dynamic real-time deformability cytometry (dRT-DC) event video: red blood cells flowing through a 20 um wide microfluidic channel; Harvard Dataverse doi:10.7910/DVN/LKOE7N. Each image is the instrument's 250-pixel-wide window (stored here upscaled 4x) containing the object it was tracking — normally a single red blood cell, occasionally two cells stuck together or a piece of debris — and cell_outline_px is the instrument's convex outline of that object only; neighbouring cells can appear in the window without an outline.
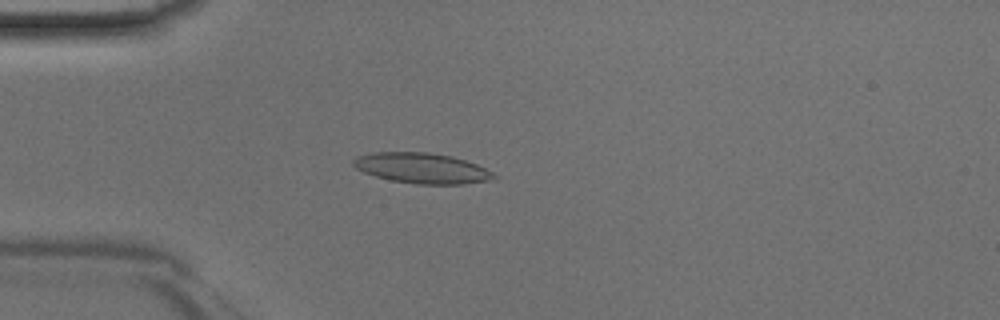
{"species": "Egyptian fruit bat (a non-hibernating species)", "species_latin": "Rousettus aegyptiacus", "temperature_condition": "room temperature", "stored_images_in_passage": 43, "camera_frame_rate_fps": 3000, "um_per_image_px": 0.085, "animal": {"sex": "male"}, "frame": {"image": 1, "passage_image": 13, "time_ms": 4.0, "image_size_px": [1000, 320], "cell_outline_px": [[500, 176], [488, 180], [464, 184], [416, 184], [392, 180], [376, 176], [364, 172], [356, 168], [352, 164], [352, 160], [356, 156], [372, 152], [428, 152], [452, 156], [476, 164]], "centroid_in_image_um": [35.84, 14.29], "position_along_channel_um": 49.2, "area_um2": 24.85}}
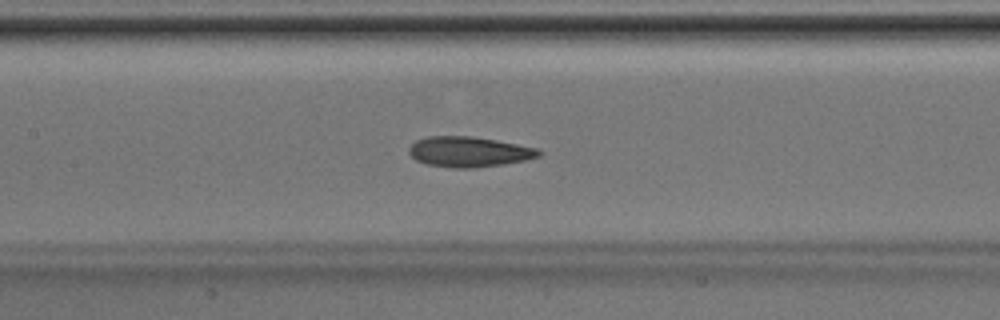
{"frame": {"image": 2, "passage_image": 22, "time_ms": 7.0, "image_size_px": [1000, 320], "cell_outline_px": [[544, 152], [540, 156], [524, 160], [504, 164], [472, 168], [452, 168], [428, 164], [416, 160], [408, 152], [408, 148], [416, 140], [428, 136], [472, 136], [496, 140], [536, 148]], "centroid_in_image_um": [39.85, 12.9], "position_along_channel_um": 167.5, "area_um2": 22.89}}
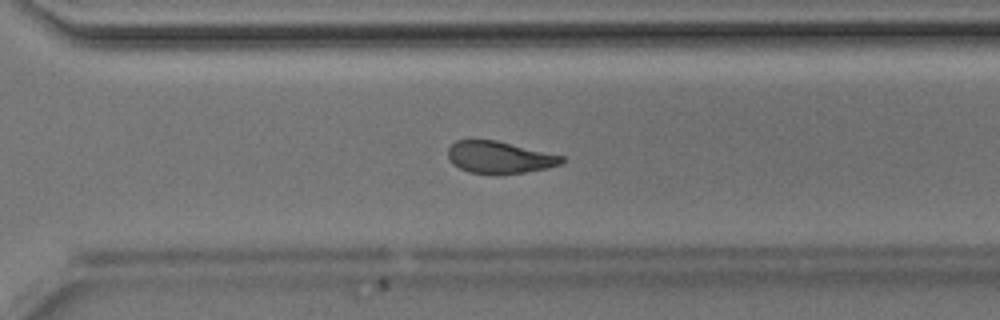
{"frame": {"image": 3, "passage_image": 33, "time_ms": 10.667, "image_size_px": [1000, 320], "cell_outline_px": [[564, 160], [560, 164], [548, 168], [524, 172], [496, 176], [468, 172], [452, 164], [448, 156], [448, 148], [456, 140], [496, 140], [564, 156]], "centroid_in_image_um": [42.43, 13.4], "position_along_channel_um": 328.2, "area_um2": 21.5}}